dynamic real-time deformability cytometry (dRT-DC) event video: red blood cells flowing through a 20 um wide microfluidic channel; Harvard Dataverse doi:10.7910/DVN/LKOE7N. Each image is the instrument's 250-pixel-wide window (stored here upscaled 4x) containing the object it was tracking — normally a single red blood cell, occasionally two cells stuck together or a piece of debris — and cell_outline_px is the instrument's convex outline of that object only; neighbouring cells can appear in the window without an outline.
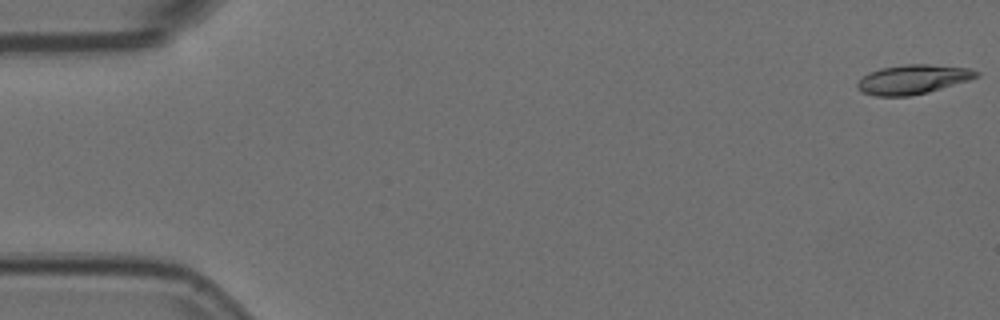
{"species": "Egyptian fruit bat (a non-hibernating species)", "species_latin": "Rousettus aegyptiacus", "temperature_condition": "room temperature", "stored_images_in_passage": 52, "camera_frame_rate_fps": 3000, "um_per_image_px": 0.085, "animal": {"sex": "female"}, "frame": {"image": 1, "passage_image": 1, "time_ms": 0.0, "image_size_px": [1000, 320], "cell_outline_px": [[980, 76], [968, 80], [928, 92], [908, 96], [876, 96], [860, 92], [856, 88], [856, 84], [868, 72], [880, 68], [904, 64], [928, 64], [968, 68], [980, 72]], "centroid_in_image_um": [77.56, 6.74], "position_along_channel_um": 7.4, "area_um2": 20.35}}
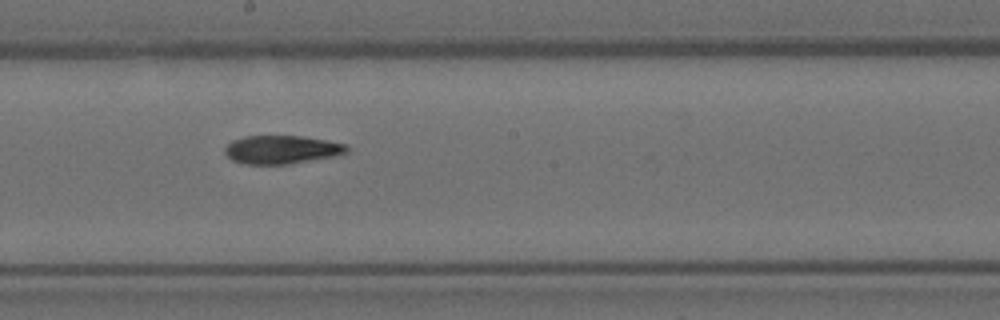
{"frame": {"image": 2, "passage_image": 30, "time_ms": 9.667, "image_size_px": [1000, 320], "cell_outline_px": [[348, 152], [332, 156], [288, 164], [244, 164], [232, 160], [224, 152], [224, 148], [232, 140], [244, 136], [300, 136], [348, 144]], "centroid_in_image_um": [23.91, 12.71], "position_along_channel_um": 224.3, "area_um2": 20.0}}
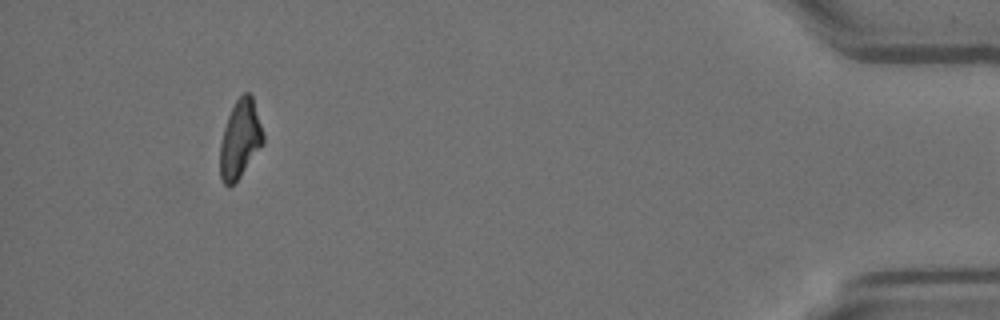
{"frame": {"image": 3, "passage_image": 51, "time_ms": 16.667, "image_size_px": [1000, 320], "cell_outline_px": [[264, 144], [240, 176], [228, 188], [224, 184], [220, 176], [220, 144], [224, 128], [228, 116], [236, 100], [244, 92], [248, 92], [252, 96], [264, 136]], "centroid_in_image_um": [20.4, 11.84], "position_along_channel_um": 414.8, "area_um2": 19.42}}